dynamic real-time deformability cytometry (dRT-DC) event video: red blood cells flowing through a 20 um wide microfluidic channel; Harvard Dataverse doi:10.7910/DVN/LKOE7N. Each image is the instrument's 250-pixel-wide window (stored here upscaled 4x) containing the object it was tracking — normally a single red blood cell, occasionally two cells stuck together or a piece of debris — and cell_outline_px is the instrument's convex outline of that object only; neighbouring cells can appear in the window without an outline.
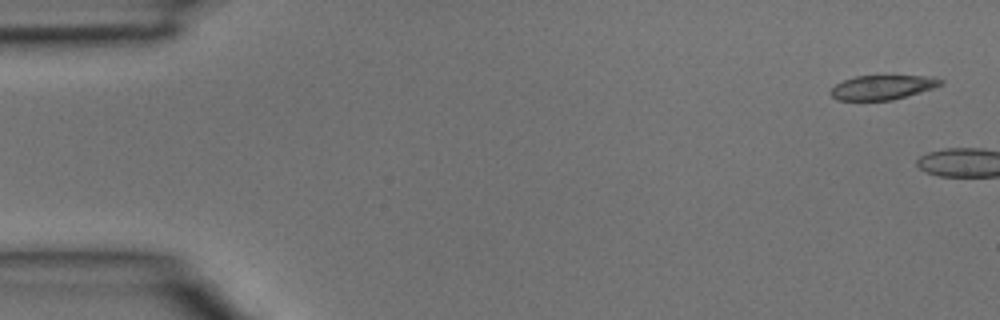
{"species": "common noctule bat (a hibernating species)", "species_latin": "Nyctalus noctula", "temperature_condition": "room temperature", "stored_images_in_passage": 4, "camera_frame_rate_fps": 3000, "um_per_image_px": 0.085, "animal": {"sex": "male", "body_mass_g": 15.6}, "frame": {"image": 1, "passage_image": 1, "time_ms": 0.0, "image_size_px": [1000, 320], "cell_outline_px": [[944, 84], [932, 88], [892, 100], [836, 100], [828, 92], [836, 84], [844, 80], [856, 76], [932, 76], [944, 80]], "centroid_in_image_um": [75.0, 7.42], "position_along_channel_um": 10.0, "area_um2": 15.55}}